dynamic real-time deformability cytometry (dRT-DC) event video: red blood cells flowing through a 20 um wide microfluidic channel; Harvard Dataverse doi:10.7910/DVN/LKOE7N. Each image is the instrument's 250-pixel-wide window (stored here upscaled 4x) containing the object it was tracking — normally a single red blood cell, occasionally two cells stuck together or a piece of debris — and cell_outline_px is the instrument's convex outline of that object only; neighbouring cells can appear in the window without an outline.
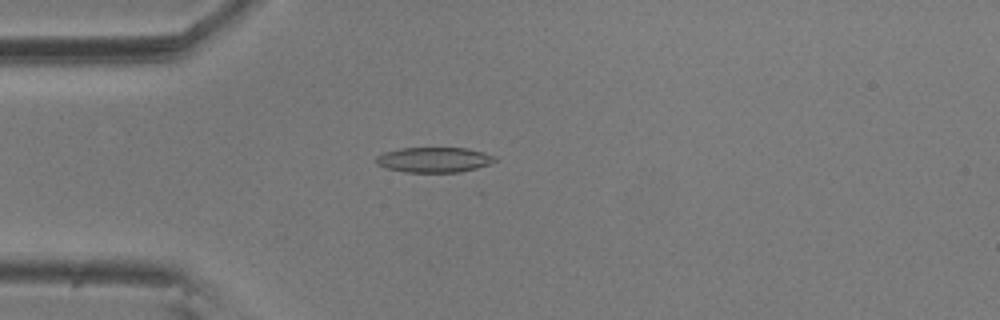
{"species": "common noctule bat (a hibernating species)", "species_latin": "Nyctalus noctula", "temperature_condition": "room temperature", "stored_images_in_passage": 5, "camera_frame_rate_fps": 3000, "um_per_image_px": 0.085, "animal": {"sex": "male", "body_mass_g": 20.5, "forearm_length_mm": 52.5}, "frame": {"image": 1, "passage_image": 5, "time_ms": 1.333, "image_size_px": [1000, 320], "cell_outline_px": [[500, 160], [476, 168], [460, 172], [404, 172], [384, 168], [376, 164], [376, 156], [384, 152], [400, 148], [468, 148], [484, 152], [496, 156]], "centroid_in_image_um": [36.9, 13.58], "position_along_channel_um": 48.1, "area_um2": 17.63}}